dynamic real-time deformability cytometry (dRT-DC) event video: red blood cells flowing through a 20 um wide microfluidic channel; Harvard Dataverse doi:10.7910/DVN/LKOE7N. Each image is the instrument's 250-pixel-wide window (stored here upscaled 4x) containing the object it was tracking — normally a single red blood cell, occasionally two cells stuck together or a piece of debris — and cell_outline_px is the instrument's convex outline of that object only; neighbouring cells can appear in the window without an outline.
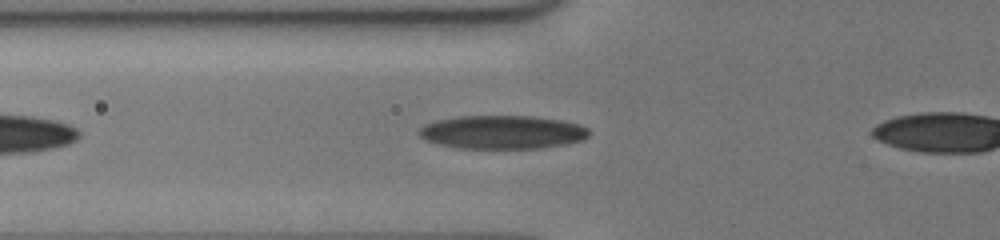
{"species": "human", "species_latin": "Homo sapiens", "temperature_condition": "cold", "stored_images_in_passage": 24, "camera_frame_rate_fps": 3000, "um_per_image_px": 0.085, "donor": {"sex": "male"}, "frame": {"image": 1, "passage_image": 6, "time_ms": 1.667, "image_size_px": [1000, 240], "cell_outline_px": [[588, 136], [584, 140], [564, 144], [540, 148], [456, 148], [424, 140], [416, 132], [424, 124], [436, 120], [460, 116], [536, 116], [564, 120], [580, 124], [588, 128]], "centroid_in_image_um": [42.7, 11.22], "position_along_channel_um": 83.1, "area_um2": 33.41}}
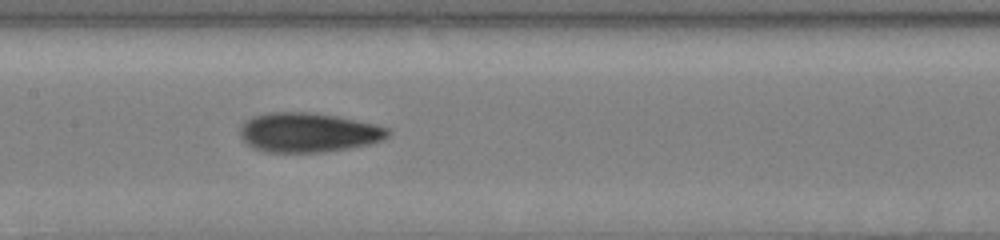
{"frame": {"image": 2, "passage_image": 13, "time_ms": 4.0, "image_size_px": [1000, 240], "cell_outline_px": [[392, 132], [384, 140], [368, 144], [348, 148], [324, 152], [268, 152], [256, 148], [248, 144], [240, 136], [240, 128], [252, 116], [268, 112], [308, 112], [336, 116], [376, 124], [388, 128]], "centroid_in_image_um": [26.24, 11.26], "position_along_channel_um": 181.2, "area_um2": 33.87}}
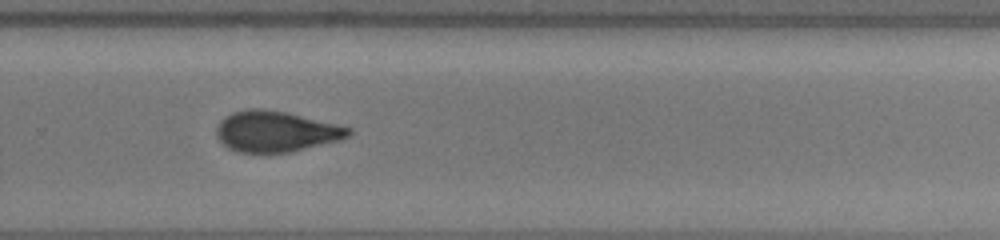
{"frame": {"image": 3, "passage_image": 22, "time_ms": 7.0, "image_size_px": [1000, 240], "cell_outline_px": [[352, 132], [348, 136], [340, 140], [292, 152], [236, 152], [228, 148], [216, 136], [216, 128], [220, 120], [224, 116], [232, 112], [248, 108], [264, 108], [288, 112], [352, 128]], "centroid_in_image_um": [23.43, 11.16], "position_along_channel_um": 306.4, "area_um2": 31.62}}